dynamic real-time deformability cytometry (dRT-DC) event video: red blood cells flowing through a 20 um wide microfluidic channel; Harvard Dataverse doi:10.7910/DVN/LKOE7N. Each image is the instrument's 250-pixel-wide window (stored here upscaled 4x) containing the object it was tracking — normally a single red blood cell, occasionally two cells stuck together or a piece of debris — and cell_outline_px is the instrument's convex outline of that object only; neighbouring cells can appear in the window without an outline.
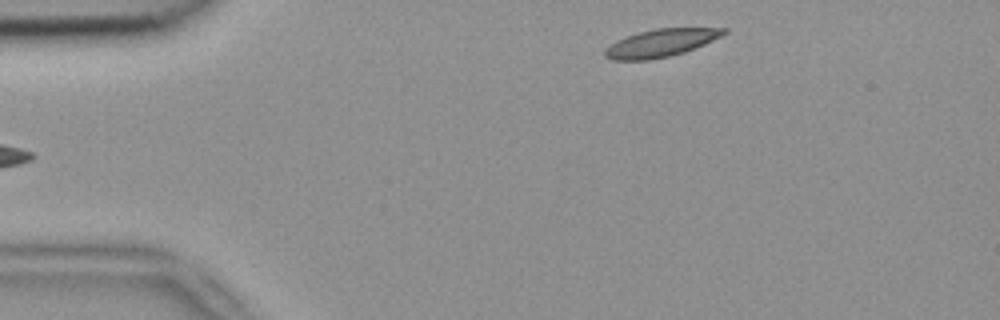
{"species": "common noctule bat (a hibernating species)", "species_latin": "Nyctalus noctula", "temperature_condition": "room temperature", "stored_images_in_passage": 5, "segment_of_instrument_passage": [2, 2], "camera_frame_rate_fps": 3000, "um_per_image_px": 0.085, "animal": {"sex": "female", "body_mass_g": 18.4}, "frame": {"image": 1, "passage_image": 5, "time_ms": 1.333, "image_size_px": [1000, 320], "cell_outline_px": [[728, 32], [704, 44], [684, 52], [668, 56], [648, 60], [612, 60], [604, 56], [604, 48], [616, 40], [640, 32], [656, 28], [728, 28]], "centroid_in_image_um": [56.14, 3.65], "position_along_channel_um": 28.9, "area_um2": 19.02}}